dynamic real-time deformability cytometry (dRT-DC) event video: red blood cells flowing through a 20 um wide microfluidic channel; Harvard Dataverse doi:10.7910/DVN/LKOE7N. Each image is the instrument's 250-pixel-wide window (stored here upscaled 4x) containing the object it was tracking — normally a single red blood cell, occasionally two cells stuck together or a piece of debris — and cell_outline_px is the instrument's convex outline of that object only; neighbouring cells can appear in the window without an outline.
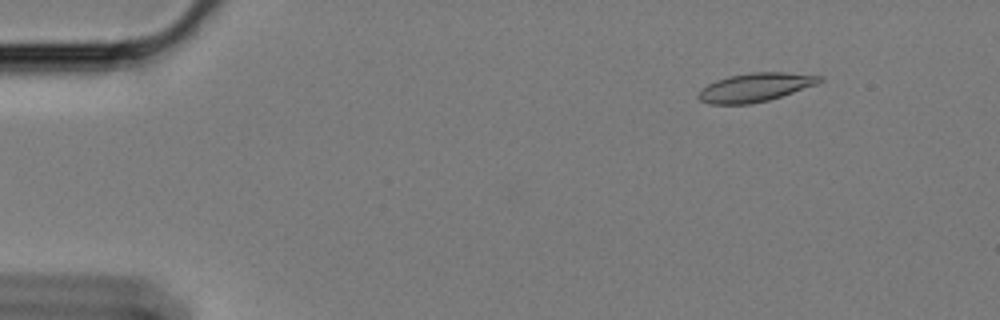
{"species": "Egyptian fruit bat (a non-hibernating species)", "species_latin": "Rousettus aegyptiacus", "temperature_condition": "cold", "stored_images_in_passage": 55, "camera_frame_rate_fps": 3000, "um_per_image_px": 0.085, "animal": {"sex": "female"}, "frame": {"image": 1, "passage_image": 3, "time_ms": 0.667, "image_size_px": [1000, 320], "cell_outline_px": [[824, 80], [816, 84], [768, 100], [748, 104], [708, 104], [700, 100], [696, 96], [700, 88], [716, 80], [728, 76], [752, 72], [784, 72], [824, 76]], "centroid_in_image_um": [64.15, 7.42], "position_along_channel_um": 20.8, "area_um2": 20.17}}
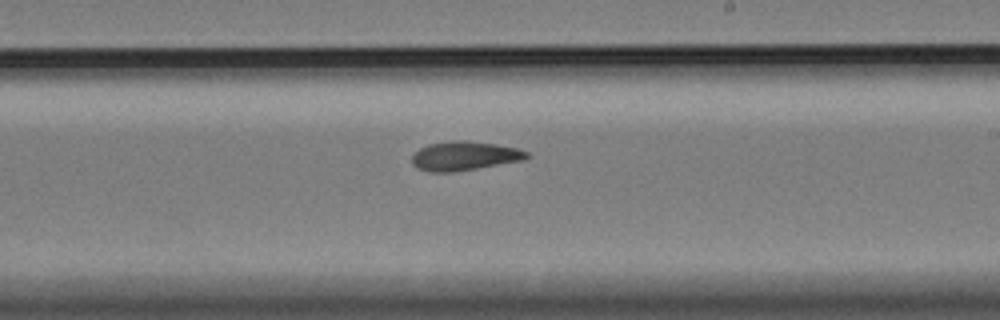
{"frame": {"image": 2, "passage_image": 31, "time_ms": 10.0, "image_size_px": [1000, 320], "cell_outline_px": [[528, 156], [524, 160], [452, 172], [428, 172], [416, 168], [412, 164], [412, 156], [420, 148], [428, 144], [452, 140], [468, 140], [496, 144], [516, 148], [528, 152]], "centroid_in_image_um": [39.44, 13.25], "position_along_channel_um": 249.6, "area_um2": 19.42}}
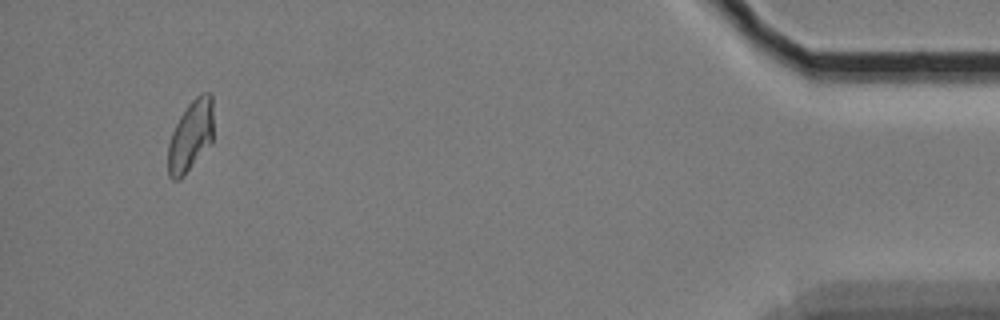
{"frame": {"image": 3, "passage_image": 52, "time_ms": 17.0, "image_size_px": [1000, 320], "cell_outline_px": [[212, 140], [184, 176], [180, 180], [172, 180], [168, 176], [168, 144], [172, 132], [180, 116], [188, 104], [200, 92], [212, 92]], "centroid_in_image_um": [16.19, 11.54], "position_along_channel_um": 419.0, "area_um2": 18.67}, "authors_computed_cell_mechanics": {"area_um2": 19.4208, "velocity_mm_per_s": 3.3964, "shape_relaxation_time_tau1_ms": 8.2338, "shape_relaxation_time_tau2_ms": 6.4837, "deformation_change_tau1": 0.1856, "deformation_change_tau2": 0.119}}